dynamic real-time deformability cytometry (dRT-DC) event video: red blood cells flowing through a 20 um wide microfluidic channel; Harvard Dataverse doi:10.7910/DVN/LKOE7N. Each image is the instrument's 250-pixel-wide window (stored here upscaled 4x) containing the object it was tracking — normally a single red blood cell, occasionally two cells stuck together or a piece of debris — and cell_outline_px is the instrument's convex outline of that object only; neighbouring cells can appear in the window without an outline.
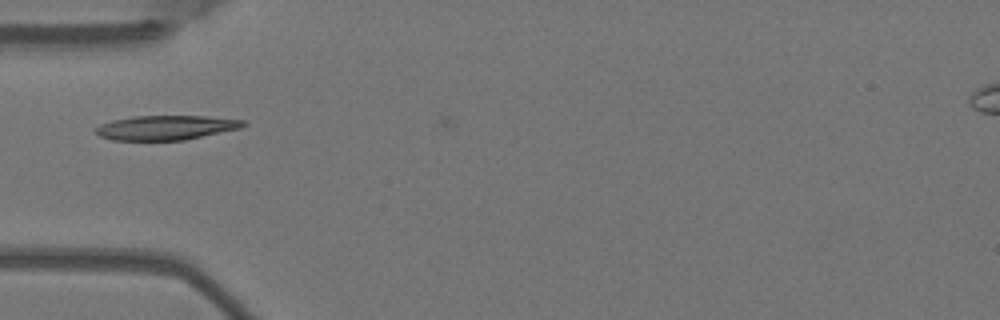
{"species": "Egyptian fruit bat (a non-hibernating species)", "species_latin": "Rousettus aegyptiacus", "temperature_condition": "warm", "stored_images_in_passage": 2, "camera_frame_rate_fps": 3000, "um_per_image_px": 0.085, "animal": {"sex": "female"}, "frame": {"image": 1, "passage_image": 2, "time_ms": 0.333, "image_size_px": [1000, 320], "cell_outline_px": [[248, 124], [240, 128], [184, 140], [112, 140], [100, 136], [96, 132], [96, 128], [100, 124], [112, 120], [136, 116], [204, 116], [244, 120]], "centroid_in_image_um": [14.11, 10.84], "position_along_channel_um": 70.9, "area_um2": 20.87}}